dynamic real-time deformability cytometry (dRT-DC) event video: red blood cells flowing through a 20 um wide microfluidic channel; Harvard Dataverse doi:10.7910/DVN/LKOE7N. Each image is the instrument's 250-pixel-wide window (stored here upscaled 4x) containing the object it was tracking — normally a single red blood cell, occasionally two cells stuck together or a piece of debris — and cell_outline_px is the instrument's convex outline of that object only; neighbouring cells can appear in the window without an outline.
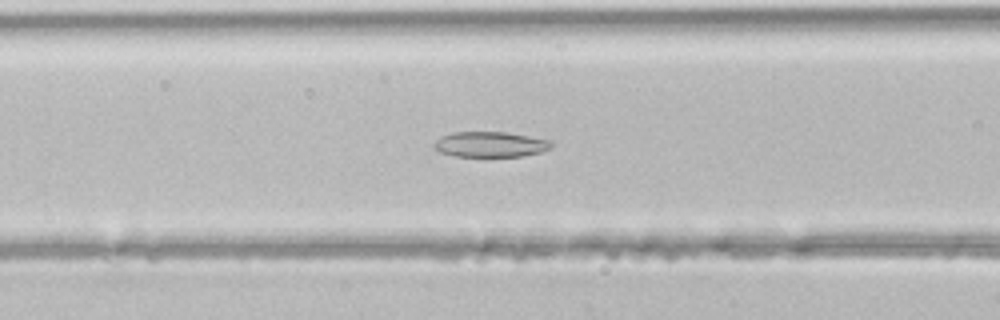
{"species": "common noctule bat (a hibernating species)", "species_latin": "Nyctalus noctula", "temperature_condition": "room temperature", "stored_images_in_passage": 45, "segment_of_instrument_passage": [1, 2], "camera_frame_rate_fps": 3000, "um_per_image_px": 0.085, "animal": {"sex": "male", "body_mass_g": 21.5, "forearm_length_mm": 52.0}, "frame": {"image": 1, "passage_image": 18, "time_ms": 5.667, "image_size_px": [1000, 320], "cell_outline_px": [[552, 148], [540, 152], [520, 156], [456, 156], [440, 152], [432, 148], [432, 144], [440, 136], [452, 132], [508, 132], [552, 140]], "centroid_in_image_um": [41.66, 12.26], "position_along_channel_um": 124.9, "area_um2": 17.51}}
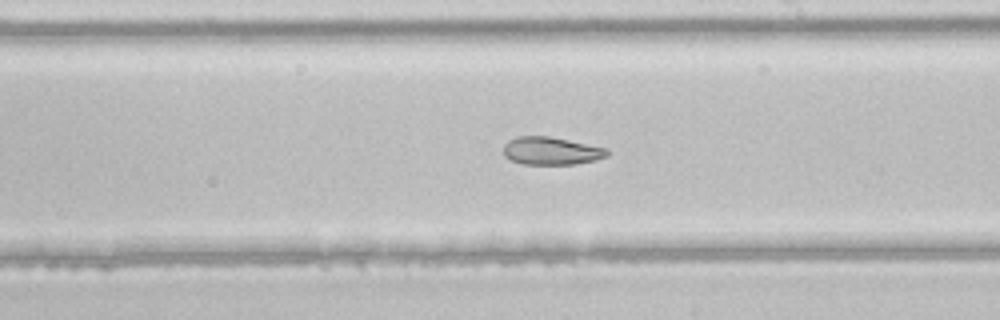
{"frame": {"image": 2, "passage_image": 26, "time_ms": 8.333, "image_size_px": [1000, 320], "cell_outline_px": [[608, 156], [592, 160], [572, 164], [524, 164], [512, 160], [504, 156], [504, 144], [508, 140], [516, 136], [548, 136], [608, 148]], "centroid_in_image_um": [46.83, 12.81], "position_along_channel_um": 242.2, "area_um2": 16.65}}
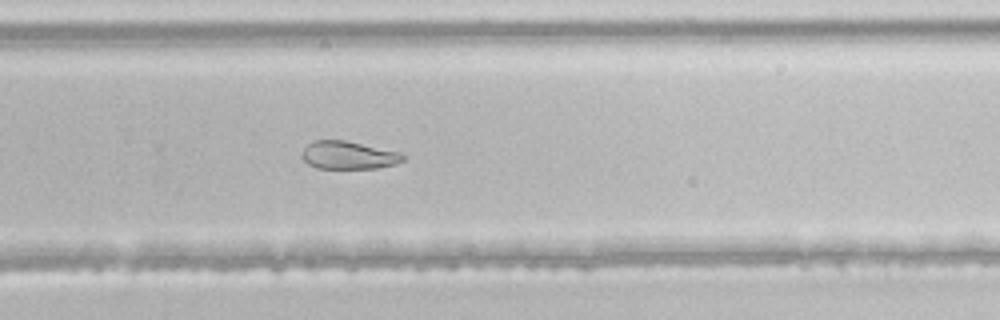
{"frame": {"image": 3, "passage_image": 30, "time_ms": 9.667, "image_size_px": [1000, 320], "cell_outline_px": [[404, 160], [396, 164], [376, 168], [316, 168], [308, 164], [300, 156], [300, 152], [312, 140], [344, 140], [400, 152], [404, 156]], "centroid_in_image_um": [29.58, 13.19], "position_along_channel_um": 300.2, "area_um2": 16.47}}